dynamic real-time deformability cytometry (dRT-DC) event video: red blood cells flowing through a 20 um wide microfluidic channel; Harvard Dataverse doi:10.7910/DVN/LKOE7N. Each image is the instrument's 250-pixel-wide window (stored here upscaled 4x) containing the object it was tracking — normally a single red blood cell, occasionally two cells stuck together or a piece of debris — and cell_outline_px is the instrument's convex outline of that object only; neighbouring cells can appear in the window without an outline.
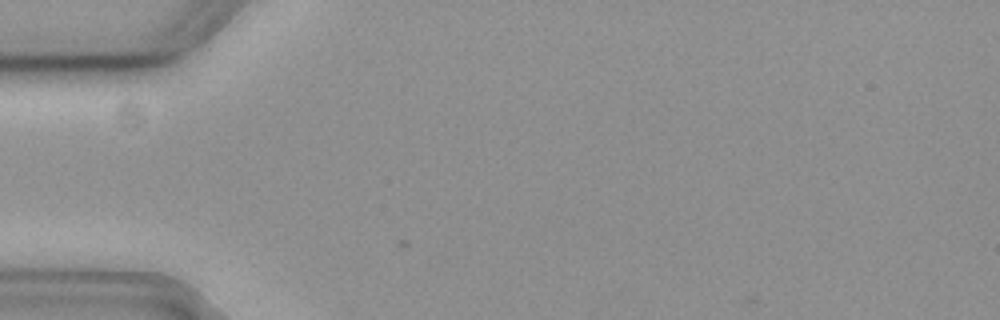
{"species": "common noctule bat (a hibernating species)", "species_latin": "Nyctalus noctula", "temperature_condition": "cold", "stored_images_in_passage": 1, "camera_frame_rate_fps": 3000, "um_per_image_px": 0.085, "animal": {"sex": "female", "body_mass_g": 19.3, "forearm_length_mm": 54.1}, "frame": {"image": 1, "passage_image": 1, "time_ms": 0.0, "image_size_px": [1000, 320], "cell_outline_px": [[192, 16], [184, 32], [168, 40], [128, 44], [64, 44], [60, 40]], "centroid_in_image_um": [11.52, 2.87], "position_along_channel_um": 73.5, "area_um2": 12.54}}